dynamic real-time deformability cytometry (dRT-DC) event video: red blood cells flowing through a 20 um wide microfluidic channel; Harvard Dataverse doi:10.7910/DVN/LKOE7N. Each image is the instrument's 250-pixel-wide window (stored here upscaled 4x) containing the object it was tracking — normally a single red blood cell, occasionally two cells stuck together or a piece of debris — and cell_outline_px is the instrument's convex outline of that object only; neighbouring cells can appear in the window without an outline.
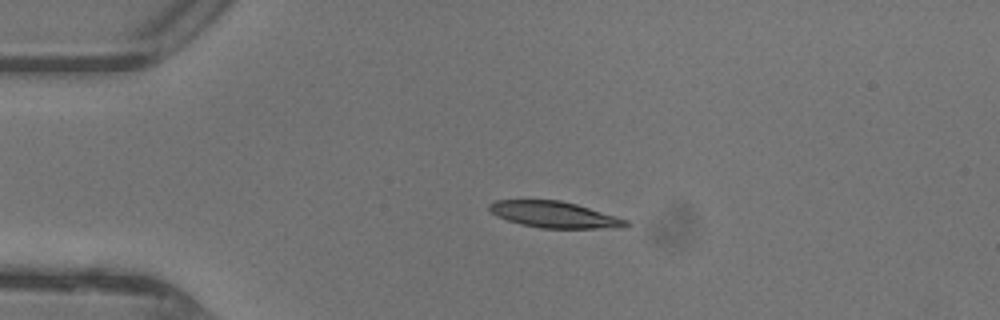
{"species": "common noctule bat (a hibernating species)", "species_latin": "Nyctalus noctula", "temperature_condition": "warm", "stored_images_in_passage": 37, "camera_frame_rate_fps": 3000, "um_per_image_px": 0.085, "animal": {"sex": "female"}, "frame": {"image": 1, "passage_image": 1, "time_ms": 0.0, "image_size_px": [1000, 320], "cell_outline_px": [[632, 224], [624, 228], [540, 228], [520, 224], [496, 216], [488, 208], [488, 204], [496, 200], [560, 200], [576, 204], [616, 216], [628, 220]], "centroid_in_image_um": [47.15, 18.25], "position_along_channel_um": 37.9, "area_um2": 20.98}}
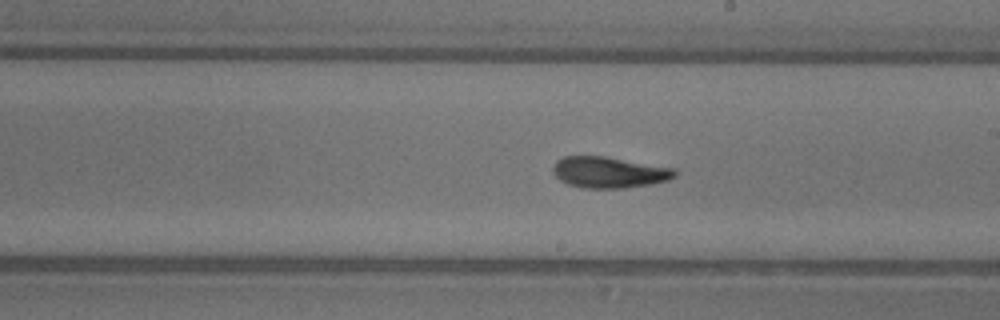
{"frame": {"image": 2, "passage_image": 17, "time_ms": 5.333, "image_size_px": [1000, 320], "cell_outline_px": [[676, 176], [668, 180], [652, 184], [624, 188], [580, 188], [568, 184], [560, 180], [552, 172], [552, 168], [556, 160], [564, 156], [604, 156], [676, 168]], "centroid_in_image_um": [51.77, 14.65], "position_along_channel_um": 237.2, "area_um2": 22.31}}
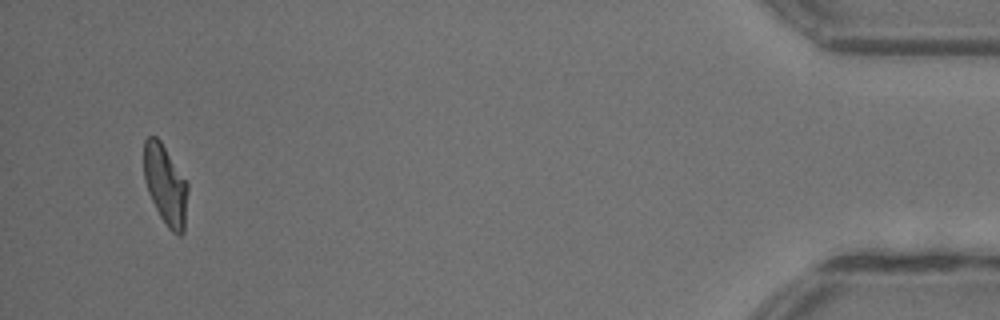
{"frame": {"image": 3, "passage_image": 35, "time_ms": 11.333, "image_size_px": [1000, 320], "cell_outline_px": [[188, 188], [184, 232], [180, 236], [176, 236], [168, 228], [160, 216], [148, 192], [144, 180], [144, 140], [148, 136], [156, 136], [160, 140], [188, 184]], "centroid_in_image_um": [14.06, 15.73], "position_along_channel_um": 421.1, "area_um2": 20.35}, "authors_computed_cell_mechanics": {"area_um2": 21.675, "velocity_mm_per_s": 4.4242, "shape_relaxation_time_tau1_ms": 5.2577, "shape_relaxation_time_tau2_ms": 2.3412, "deformation_change_tau1": 0.2172, "deformation_change_tau2": 0.1106}}